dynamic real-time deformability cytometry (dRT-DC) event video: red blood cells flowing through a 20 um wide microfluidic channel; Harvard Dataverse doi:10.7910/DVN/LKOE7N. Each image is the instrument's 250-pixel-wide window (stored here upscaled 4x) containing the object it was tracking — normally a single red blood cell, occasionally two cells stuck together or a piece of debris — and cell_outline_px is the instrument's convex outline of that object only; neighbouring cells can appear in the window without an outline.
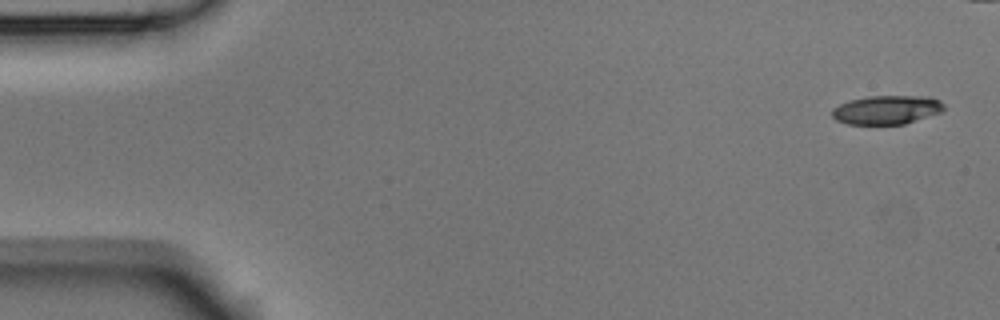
{"species": "Egyptian fruit bat (a non-hibernating species)", "species_latin": "Rousettus aegyptiacus", "temperature_condition": "room temperature", "stored_images_in_passage": 6, "camera_frame_rate_fps": 3000, "um_per_image_px": 0.085, "animal": {"sex": "male"}, "frame": {"image": 1, "passage_image": 1, "time_ms": 0.0, "image_size_px": [1000, 320], "cell_outline_px": [[944, 108], [940, 112], [904, 124], [848, 124], [836, 120], [832, 116], [832, 108], [848, 100], [868, 96], [932, 96], [940, 100], [944, 104]], "centroid_in_image_um": [75.36, 9.32], "position_along_channel_um": 9.6, "area_um2": 18.84}}